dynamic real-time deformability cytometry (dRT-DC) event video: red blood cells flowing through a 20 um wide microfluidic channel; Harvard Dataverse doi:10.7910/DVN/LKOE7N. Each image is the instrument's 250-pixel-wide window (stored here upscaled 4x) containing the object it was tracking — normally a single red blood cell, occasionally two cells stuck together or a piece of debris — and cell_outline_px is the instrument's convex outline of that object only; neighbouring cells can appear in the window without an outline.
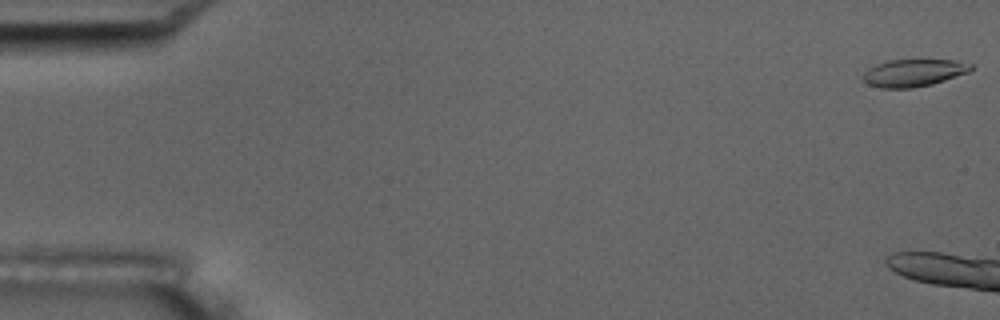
{"species": "common noctule bat (a hibernating species)", "species_latin": "Nyctalus noctula", "temperature_condition": "room temperature", "stored_images_in_passage": 6, "camera_frame_rate_fps": 3000, "um_per_image_px": 0.085, "animal": {"sex": "male", "body_mass_g": 17.5, "forearm_length_mm": 52.3}, "frame": {"image": 1, "passage_image": 1, "time_ms": 0.0, "image_size_px": [1000, 320], "cell_outline_px": [[972, 68], [968, 72], [932, 84], [912, 88], [880, 88], [868, 84], [864, 80], [864, 72], [868, 68], [876, 64], [888, 60], [956, 60], [972, 64]], "centroid_in_image_um": [77.64, 6.19], "position_along_channel_um": 7.4, "area_um2": 17.05}}